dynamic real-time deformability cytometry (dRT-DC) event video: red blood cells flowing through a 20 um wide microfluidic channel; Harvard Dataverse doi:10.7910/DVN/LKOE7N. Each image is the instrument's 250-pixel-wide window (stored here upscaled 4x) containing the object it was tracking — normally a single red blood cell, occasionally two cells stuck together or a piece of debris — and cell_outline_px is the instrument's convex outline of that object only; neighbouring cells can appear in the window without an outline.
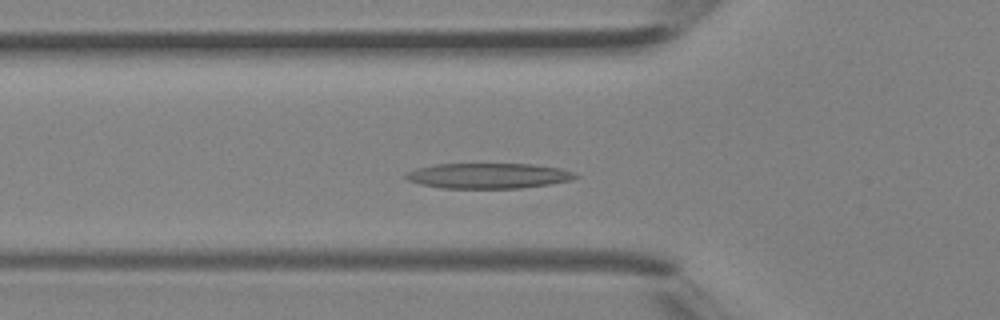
{"species": "Egyptian fruit bat (a non-hibernating species)", "species_latin": "Rousettus aegyptiacus", "temperature_condition": "room temperature", "stored_images_in_passage": 19, "camera_frame_rate_fps": 3000, "um_per_image_px": 0.085, "animal": {"sex": "female"}, "frame": {"image": 1, "passage_image": 3, "time_ms": 0.667, "image_size_px": [1000, 320], "cell_outline_px": [[580, 176], [572, 180], [548, 184], [520, 188], [440, 188], [420, 184], [408, 180], [404, 176], [408, 172], [416, 168], [436, 164], [532, 164], [560, 168], [576, 172]], "centroid_in_image_um": [41.53, 14.94], "position_along_channel_um": 84.3, "area_um2": 25.09}}
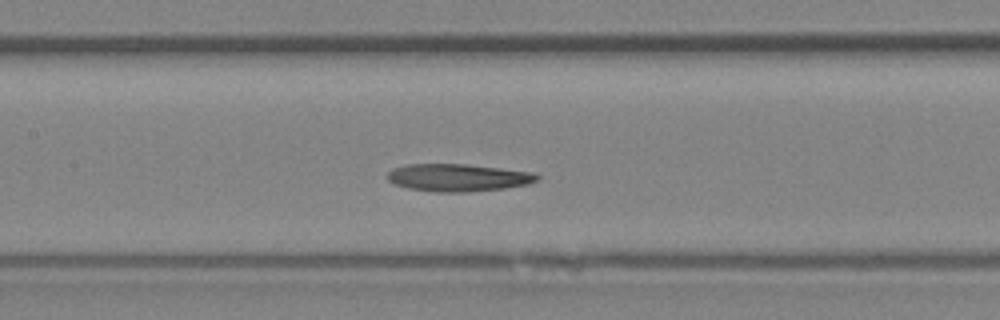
{"frame": {"image": 2, "passage_image": 8, "time_ms": 2.333, "image_size_px": [1000, 320], "cell_outline_px": [[540, 180], [528, 184], [504, 188], [464, 192], [436, 192], [408, 188], [396, 184], [388, 180], [388, 172], [392, 168], [408, 164], [464, 164], [536, 172], [540, 176]], "centroid_in_image_um": [38.97, 15.09], "position_along_channel_um": 168.4, "area_um2": 23.99}}
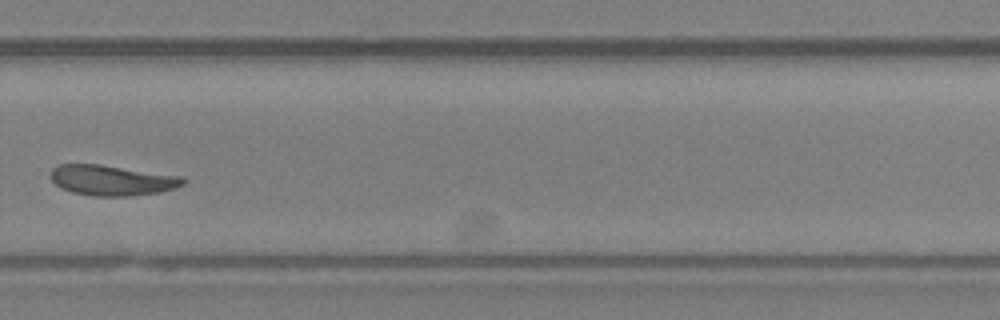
{"frame": {"image": 3, "passage_image": 17, "time_ms": 5.333, "image_size_px": [1000, 320], "cell_outline_px": [[184, 184], [176, 188], [160, 192], [128, 196], [92, 196], [72, 192], [60, 188], [52, 180], [52, 168], [56, 164], [100, 164], [184, 176]], "centroid_in_image_um": [9.53, 15.32], "position_along_channel_um": 320.3, "area_um2": 23.58}}